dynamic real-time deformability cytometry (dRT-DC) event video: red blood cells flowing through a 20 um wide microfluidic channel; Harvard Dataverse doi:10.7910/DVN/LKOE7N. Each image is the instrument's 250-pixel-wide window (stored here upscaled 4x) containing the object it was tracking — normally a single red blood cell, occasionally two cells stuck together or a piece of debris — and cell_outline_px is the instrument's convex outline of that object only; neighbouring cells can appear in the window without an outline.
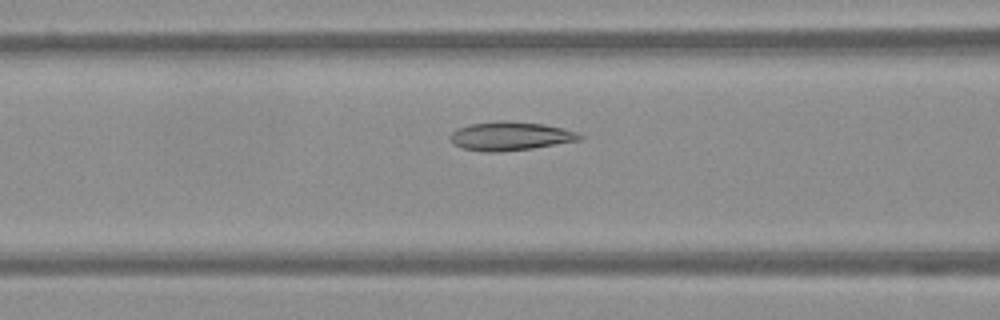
{"species": "Egyptian fruit bat (a non-hibernating species)", "species_latin": "Rousettus aegyptiacus", "temperature_condition": "warm", "stored_images_in_passage": 42, "camera_frame_rate_fps": 3000, "um_per_image_px": 0.085, "frame": {"image": 1, "passage_image": 17, "time_ms": 5.333, "image_size_px": [1000, 320], "cell_outline_px": [[584, 136], [580, 140], [532, 148], [500, 152], [484, 152], [464, 148], [452, 144], [448, 140], [448, 136], [456, 128], [468, 124], [496, 120], [508, 120], [544, 124], [576, 132]], "centroid_in_image_um": [43.29, 11.56], "position_along_channel_um": 123.3, "area_um2": 21.91}}
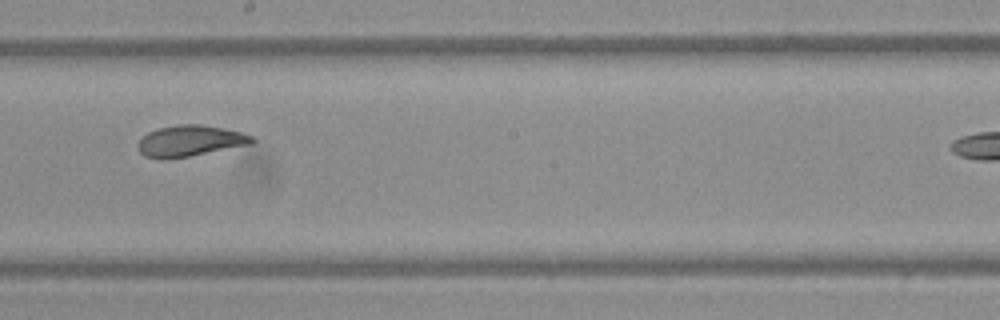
{"frame": {"image": 2, "passage_image": 26, "time_ms": 8.333, "image_size_px": [1000, 320], "cell_outline_px": [[256, 140], [252, 144], [188, 156], [164, 160], [160, 160], [144, 156], [140, 152], [136, 144], [148, 132], [156, 128], [176, 124], [196, 124], [224, 128], [240, 132], [252, 136]], "centroid_in_image_um": [16.11, 11.98], "position_along_channel_um": 232.1, "area_um2": 20.75}}
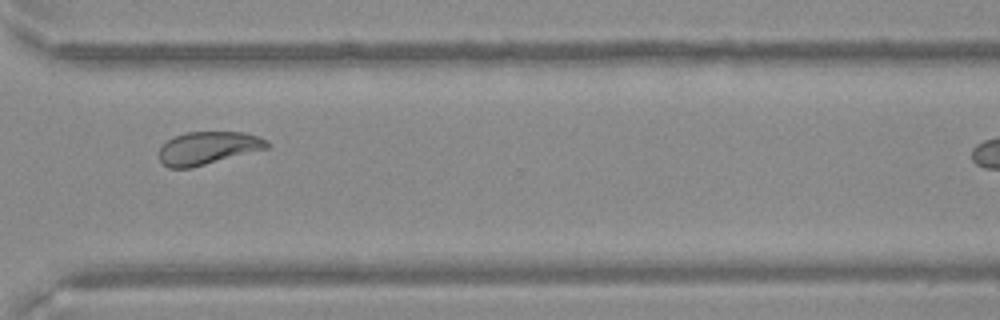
{"frame": {"image": 3, "passage_image": 36, "time_ms": 11.667, "image_size_px": [1000, 320], "cell_outline_px": [[268, 148], [192, 168], [168, 168], [160, 160], [160, 148], [168, 140], [176, 136], [188, 132], [244, 132], [268, 140]], "centroid_in_image_um": [17.68, 12.59], "position_along_channel_um": 352.9, "area_um2": 20.46}}